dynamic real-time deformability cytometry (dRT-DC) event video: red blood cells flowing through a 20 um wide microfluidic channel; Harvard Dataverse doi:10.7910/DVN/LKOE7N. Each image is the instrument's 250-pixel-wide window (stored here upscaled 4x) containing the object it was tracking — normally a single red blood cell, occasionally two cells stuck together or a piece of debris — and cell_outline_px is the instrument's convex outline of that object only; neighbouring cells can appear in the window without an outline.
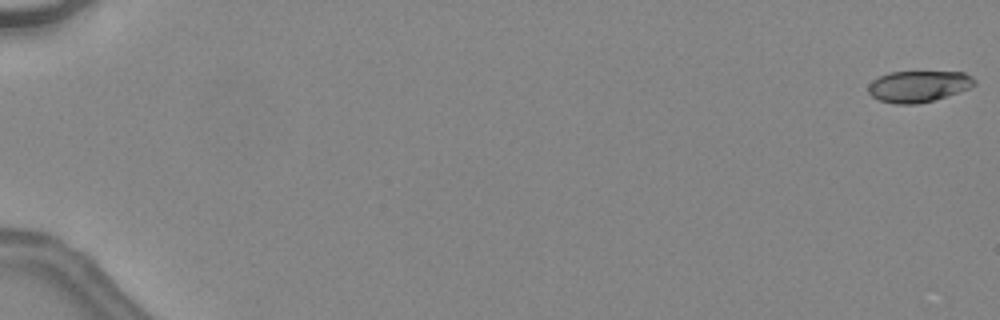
{"species": "common noctule bat (a hibernating species)", "species_latin": "Nyctalus noctula", "temperature_condition": "warm", "stored_images_in_passage": 31, "camera_frame_rate_fps": 3000, "um_per_image_px": 0.085, "animal": {"sex": "female", "body_mass_g": 24.6, "forearm_length_mm": 56.2}, "frame": {"image": 1, "passage_image": 1, "time_ms": 0.0, "image_size_px": [1000, 320], "cell_outline_px": [[976, 84], [968, 88], [932, 100], [916, 104], [896, 104], [880, 100], [872, 96], [868, 92], [868, 84], [872, 80], [888, 72], [964, 72], [972, 76], [976, 80]], "centroid_in_image_um": [78.04, 7.32], "position_along_channel_um": 7.0, "area_um2": 19.19}}
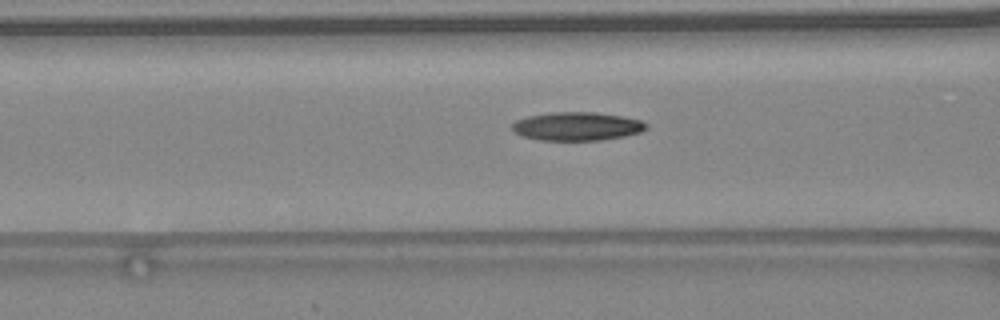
{"frame": {"image": 2, "passage_image": 22, "time_ms": 7.0, "image_size_px": [1000, 320], "cell_outline_px": [[648, 128], [640, 132], [624, 136], [600, 140], [540, 140], [520, 136], [512, 132], [512, 124], [516, 120], [528, 116], [552, 112], [596, 112], [620, 116], [640, 120], [648, 124]], "centroid_in_image_um": [49.01, 10.74], "position_along_channel_um": 117.6, "area_um2": 22.31}}